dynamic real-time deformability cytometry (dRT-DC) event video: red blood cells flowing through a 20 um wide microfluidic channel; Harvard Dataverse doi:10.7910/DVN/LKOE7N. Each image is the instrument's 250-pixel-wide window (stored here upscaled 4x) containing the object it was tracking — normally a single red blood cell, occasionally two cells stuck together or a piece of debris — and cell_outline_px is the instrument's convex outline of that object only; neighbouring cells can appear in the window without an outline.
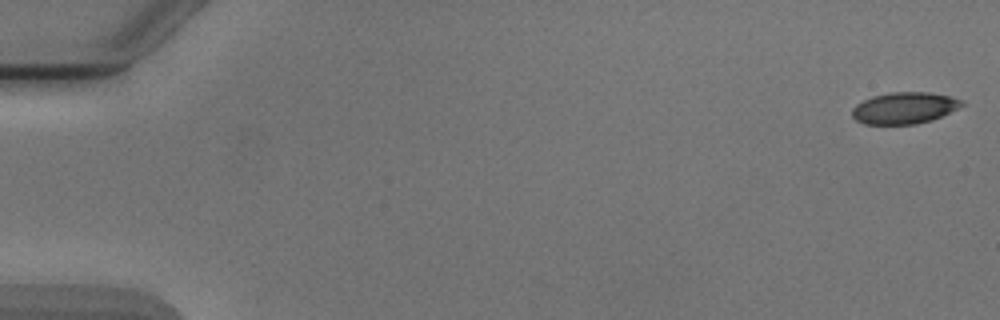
{"species": "Egyptian fruit bat (a non-hibernating species)", "species_latin": "Rousettus aegyptiacus", "temperature_condition": "cold", "stored_images_in_passage": 5, "camera_frame_rate_fps": 3000, "um_per_image_px": 0.085, "animal": {"sex": "male"}, "frame": {"image": 1, "passage_image": 1, "time_ms": 0.0, "image_size_px": [1000, 320], "cell_outline_px": [[964, 104], [932, 120], [916, 124], [864, 124], [856, 120], [852, 116], [852, 108], [856, 104], [872, 96], [888, 92], [928, 92], [948, 96], [964, 100]], "centroid_in_image_um": [76.83, 9.17], "position_along_channel_um": 8.2, "area_um2": 20.06}}
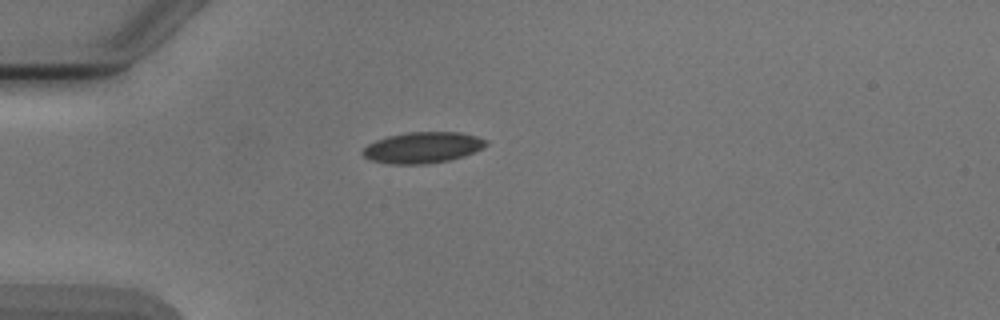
{"frame": {"image": 2, "passage_image": 5, "time_ms": 4.667, "image_size_px": [1000, 320], "cell_outline_px": [[488, 144], [464, 156], [448, 160], [424, 164], [392, 164], [372, 160], [364, 156], [360, 152], [368, 144], [376, 140], [388, 136], [408, 132], [460, 132], [476, 136], [488, 140]], "centroid_in_image_um": [35.91, 12.53], "position_along_channel_um": 49.1, "area_um2": 22.14}}